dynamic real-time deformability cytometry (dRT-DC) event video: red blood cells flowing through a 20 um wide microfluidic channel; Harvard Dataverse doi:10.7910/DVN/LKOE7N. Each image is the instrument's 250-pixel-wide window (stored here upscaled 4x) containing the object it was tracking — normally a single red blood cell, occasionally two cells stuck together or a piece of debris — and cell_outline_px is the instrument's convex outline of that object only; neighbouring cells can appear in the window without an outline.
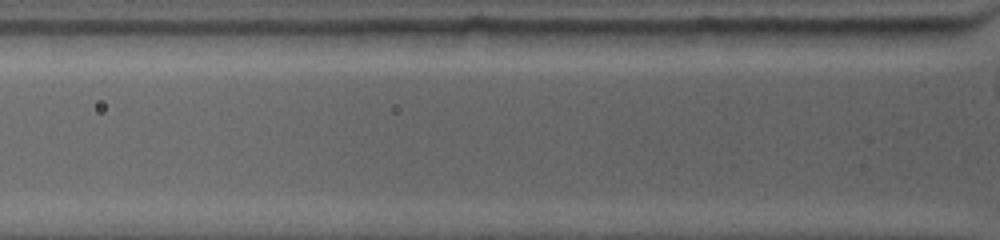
{"species": "common noctule bat (a hibernating species)", "species_latin": "Nyctalus noctula", "temperature_condition": "warm", "stored_images_in_passage": 2, "segment_of_instrument_passage": [2, 2], "camera_frame_rate_fps": 4500, "um_per_image_px": 0.085, "animal": {"sex": "female", "body_mass_g": 19.0, "forearm_length_mm": 53.3}, "frame": {"image": 1, "passage_image": 2, "time_ms": 0.444, "image_size_px": [1000, 240], "cell_outline_px": [[956, 32], [944, 44], [916, 48], [896, 48], [832, 44], [820, 28], [952, 28]], "centroid_in_image_um": [75.59, 3.14], "position_along_channel_um": 50.2, "area_um2": 16.36}}